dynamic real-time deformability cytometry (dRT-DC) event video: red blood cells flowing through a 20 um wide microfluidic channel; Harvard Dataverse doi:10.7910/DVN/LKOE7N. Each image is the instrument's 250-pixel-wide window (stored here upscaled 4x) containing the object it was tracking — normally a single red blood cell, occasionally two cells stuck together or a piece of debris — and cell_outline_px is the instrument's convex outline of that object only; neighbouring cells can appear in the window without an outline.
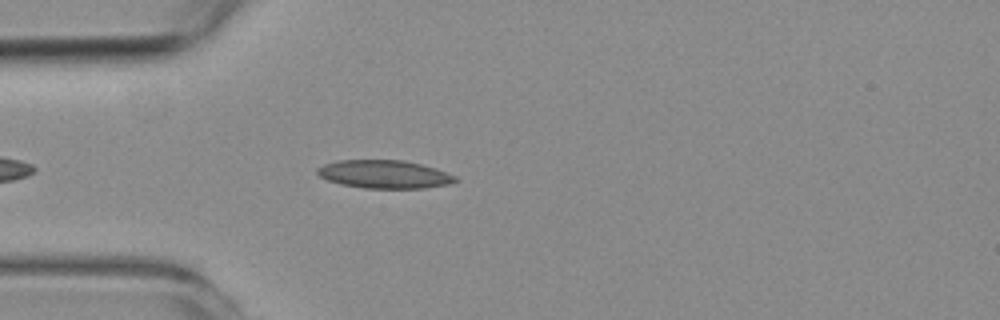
{"species": "common noctule bat (a hibernating species)", "species_latin": "Nyctalus noctula", "temperature_condition": "room temperature", "stored_images_in_passage": 16, "camera_frame_rate_fps": 3000, "um_per_image_px": 0.085, "animal": {"sex": "female", "body_mass_g": 19.3, "forearm_length_mm": 54.1}, "frame": {"image": 1, "passage_image": 5, "time_ms": 1.333, "image_size_px": [1000, 320], "cell_outline_px": [[460, 180], [448, 184], [424, 188], [364, 188], [340, 184], [328, 180], [320, 176], [316, 172], [316, 168], [324, 164], [336, 160], [404, 160], [420, 164], [456, 176]], "centroid_in_image_um": [32.63, 14.81], "position_along_channel_um": 52.4, "area_um2": 22.54}}